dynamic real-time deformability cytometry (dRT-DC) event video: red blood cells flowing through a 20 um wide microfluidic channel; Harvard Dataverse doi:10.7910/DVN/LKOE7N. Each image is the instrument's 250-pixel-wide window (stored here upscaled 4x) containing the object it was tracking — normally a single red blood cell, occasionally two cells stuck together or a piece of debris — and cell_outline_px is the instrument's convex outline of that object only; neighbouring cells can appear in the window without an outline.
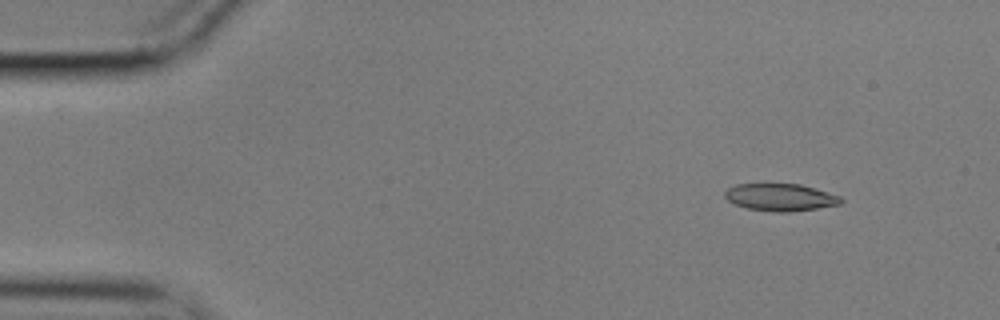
{"species": "common noctule bat (a hibernating species)", "species_latin": "Nyctalus noctula", "temperature_condition": "cold", "stored_images_in_passage": 56, "camera_frame_rate_fps": 3000, "um_per_image_px": 0.085, "animal": {"sex": "male", "body_mass_g": 17.9}, "frame": {"image": 1, "passage_image": 6, "time_ms": 1.667, "image_size_px": [1000, 320], "cell_outline_px": [[844, 200], [840, 204], [792, 212], [776, 212], [748, 208], [736, 204], [728, 200], [724, 196], [724, 192], [728, 188], [736, 184], [800, 184], [828, 192], [840, 196]], "centroid_in_image_um": [66.34, 16.77], "position_along_channel_um": 18.7, "area_um2": 18.32}}
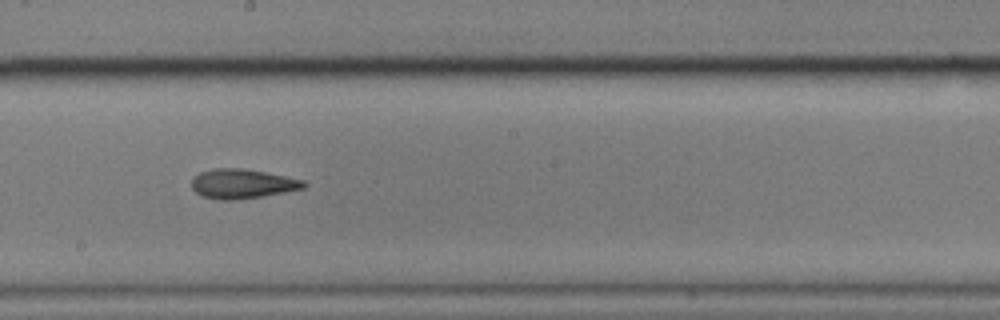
{"frame": {"image": 2, "passage_image": 31, "time_ms": 10.0, "image_size_px": [1000, 320], "cell_outline_px": [[308, 184], [304, 188], [284, 192], [236, 200], [220, 200], [200, 196], [192, 188], [192, 180], [200, 172], [216, 168], [240, 168], [264, 172], [304, 180]], "centroid_in_image_um": [20.58, 15.63], "position_along_channel_um": 227.6, "area_um2": 19.07}}
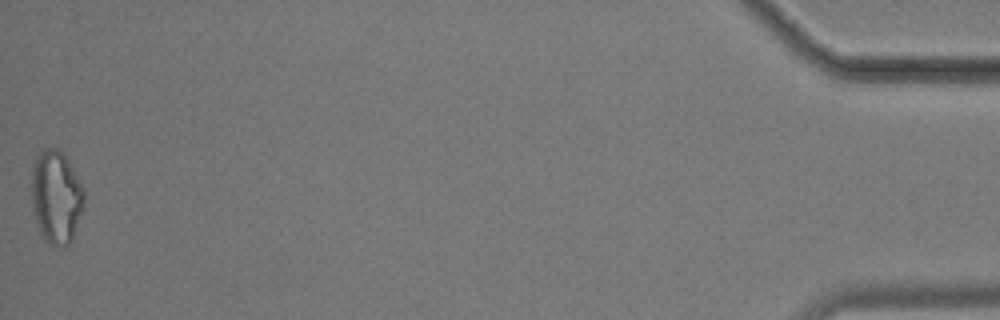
{"frame": {"image": 3, "passage_image": 56, "time_ms": 18.333, "image_size_px": [1000, 320], "cell_outline_px": [[84, 208], [72, 240], [68, 248], [60, 248], [48, 244], [40, 236], [32, 204], [32, 168], [36, 156], [44, 148], [56, 148], [64, 156], [84, 188]], "centroid_in_image_um": [4.78, 16.83], "position_along_channel_um": 430.4, "area_um2": 28.78}, "authors_computed_cell_mechanics": {"area_um2": 19.2474, "velocity_mm_per_s": 3.5579, "shape_relaxation_time_tau1_ms": 4.2206, "shape_relaxation_time_tau2_ms": 4.3812, "deformation_change_tau1": 0.1383, "deformation_change_tau2": 0.1394}}